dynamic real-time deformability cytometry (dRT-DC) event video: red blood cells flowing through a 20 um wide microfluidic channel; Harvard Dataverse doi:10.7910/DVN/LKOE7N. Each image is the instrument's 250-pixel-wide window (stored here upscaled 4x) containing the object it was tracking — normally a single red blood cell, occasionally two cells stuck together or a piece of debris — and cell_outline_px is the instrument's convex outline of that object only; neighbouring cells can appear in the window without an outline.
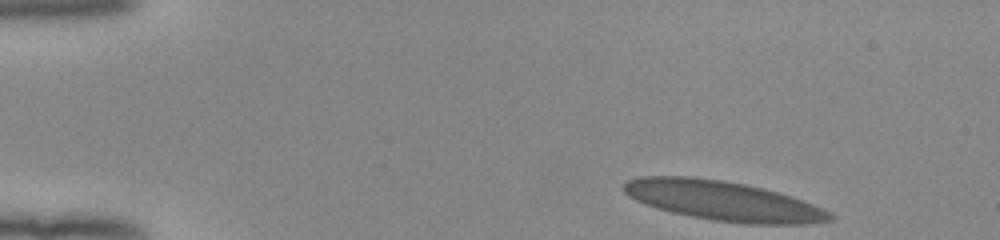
{"species": "human", "species_latin": "Homo sapiens", "temperature_condition": "room temperature", "stored_images_in_passage": 39, "camera_frame_rate_fps": 3000, "um_per_image_px": 0.085, "donor": {"sex": "female"}, "frame": {"image": 1, "passage_image": 1, "time_ms": 0.0, "image_size_px": [1000, 240], "cell_outline_px": [[836, 216], [832, 220], [804, 224], [744, 224], [712, 220], [672, 212], [636, 200], [628, 196], [624, 192], [624, 184], [628, 180], [640, 176], [692, 176], [720, 180], [744, 184], [792, 196], [832, 212]], "centroid_in_image_um": [61.49, 17.07], "position_along_channel_um": 23.5, "area_um2": 47.28}}
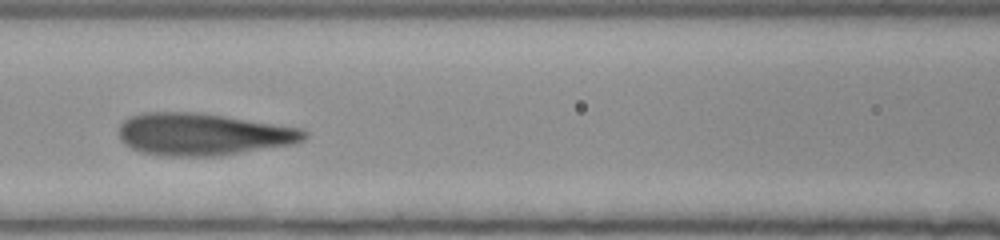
{"frame": {"image": 2, "passage_image": 18, "time_ms": 5.667, "image_size_px": [1000, 240], "cell_outline_px": [[308, 136], [304, 140], [292, 144], [216, 156], [168, 156], [140, 152], [124, 144], [120, 140], [120, 124], [128, 116], [144, 112], [200, 112], [300, 128], [308, 132]], "centroid_in_image_um": [17.22, 11.4], "position_along_channel_um": 149.4, "area_um2": 45.49}}
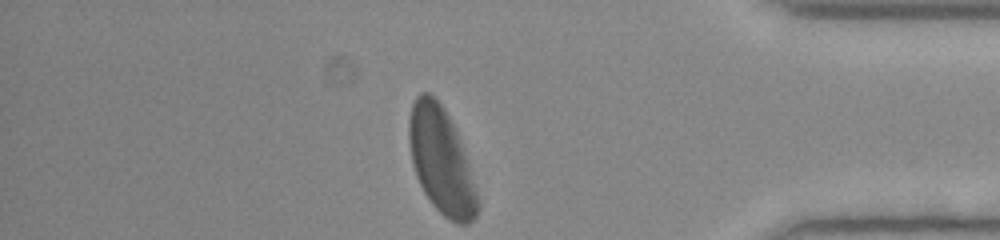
{"frame": {"image": 3, "passage_image": 39, "time_ms": 12.667, "image_size_px": [1000, 240], "cell_outline_px": [[480, 208], [476, 216], [468, 224], [456, 224], [444, 216], [432, 204], [424, 192], [416, 176], [412, 160], [408, 136], [408, 124], [412, 104], [416, 96], [420, 92], [428, 92], [444, 108], [464, 148], [480, 200]], "centroid_in_image_um": [37.52, 13.71], "position_along_channel_um": 397.7, "area_um2": 42.37}, "authors_computed_cell_mechanics": {"area_um2": 45.4886, "velocity_mm_per_s": 3.9052, "shape_relaxation_time_tau1_ms": 2.8321, "shape_relaxation_time_tau2_ms": null, "deformation_change_tau1": 0.172, "deformation_change_tau2": null}}